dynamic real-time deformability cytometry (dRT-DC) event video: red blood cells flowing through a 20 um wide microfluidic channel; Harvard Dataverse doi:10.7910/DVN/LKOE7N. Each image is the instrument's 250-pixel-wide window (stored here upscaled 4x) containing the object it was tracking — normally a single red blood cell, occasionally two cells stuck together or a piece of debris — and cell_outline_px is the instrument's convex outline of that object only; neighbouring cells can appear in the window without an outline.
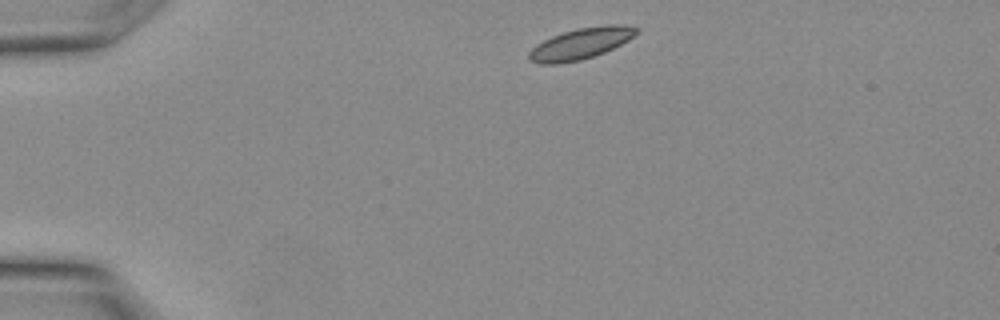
{"species": "Egyptian fruit bat (a non-hibernating species)", "species_latin": "Rousettus aegyptiacus", "temperature_condition": "warm", "stored_images_in_passage": 25, "camera_frame_rate_fps": 3000, "um_per_image_px": 0.085, "animal": {"sex": "female"}, "frame": {"image": 1, "passage_image": 1, "time_ms": 0.0, "image_size_px": [1000, 320], "cell_outline_px": [[640, 32], [628, 40], [604, 52], [580, 60], [556, 64], [540, 64], [528, 60], [528, 52], [536, 44], [552, 36], [576, 28], [604, 24], [624, 24], [640, 28]], "centroid_in_image_um": [49.38, 3.69], "position_along_channel_um": 35.6, "area_um2": 19.65}}
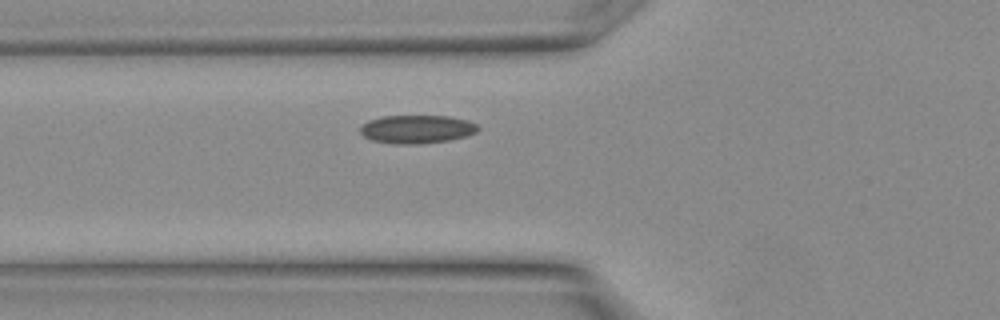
{"frame": {"image": 2, "passage_image": 6, "time_ms": 1.667, "image_size_px": [1000, 320], "cell_outline_px": [[480, 128], [476, 132], [464, 136], [448, 140], [420, 144], [396, 144], [372, 140], [364, 136], [360, 132], [360, 128], [368, 120], [384, 116], [448, 116], [468, 120], [476, 124]], "centroid_in_image_um": [35.43, 10.98], "position_along_channel_um": 90.4, "area_um2": 19.31}}
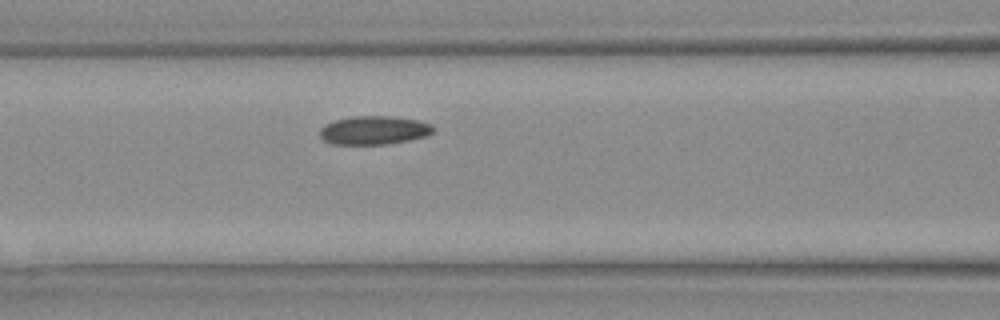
{"frame": {"image": 3, "passage_image": 8, "time_ms": 2.333, "image_size_px": [1000, 320], "cell_outline_px": [[436, 128], [432, 132], [424, 136], [408, 140], [388, 144], [332, 144], [324, 140], [320, 136], [320, 128], [324, 124], [336, 120], [352, 116], [392, 116], [416, 120], [432, 124]], "centroid_in_image_um": [31.77, 11.06], "position_along_channel_um": 134.8, "area_um2": 18.84}}